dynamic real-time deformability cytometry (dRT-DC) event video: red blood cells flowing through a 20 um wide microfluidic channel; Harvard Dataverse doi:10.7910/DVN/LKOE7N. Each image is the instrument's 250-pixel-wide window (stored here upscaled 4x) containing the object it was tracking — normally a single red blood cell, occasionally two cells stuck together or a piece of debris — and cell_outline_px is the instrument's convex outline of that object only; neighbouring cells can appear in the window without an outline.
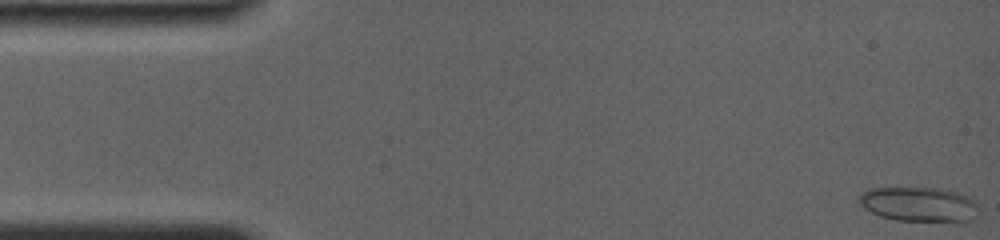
{"species": "common noctule bat (a hibernating species)", "species_latin": "Nyctalus noctula", "temperature_condition": "room temperature", "stored_images_in_passage": 63, "camera_frame_rate_fps": 4000, "um_per_image_px": 0.085, "animal": {"sex": "female", "body_mass_g": 19.0, "forearm_length_mm": 56.7}, "frame": {"image": 1, "passage_image": 1, "time_ms": 0.0, "image_size_px": [1000, 240], "cell_outline_px": [[976, 208], [968, 220], [896, 220], [880, 216], [864, 208], [856, 200], [856, 196], [868, 188], [932, 188], [952, 192], [968, 196], [976, 204]], "centroid_in_image_um": [77.94, 17.34], "position_along_channel_um": 7.1, "area_um2": 23.29}}
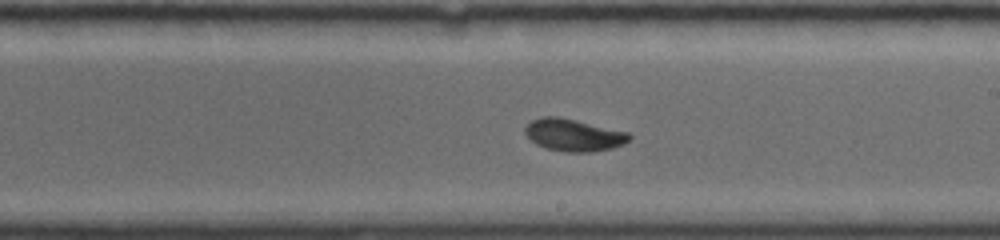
{"frame": {"image": 2, "passage_image": 38, "time_ms": 9.25, "image_size_px": [1000, 240], "cell_outline_px": [[632, 136], [624, 144], [612, 148], [592, 152], [564, 152], [544, 148], [536, 144], [524, 132], [524, 128], [532, 120], [540, 116], [560, 116], [628, 132]], "centroid_in_image_um": [48.74, 11.47], "position_along_channel_um": 240.3, "area_um2": 19.71}}
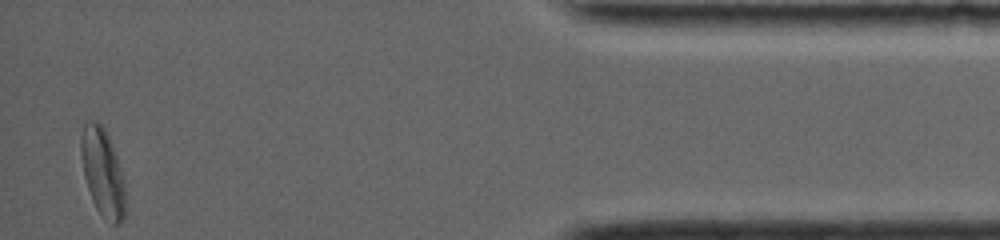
{"frame": {"image": 3, "passage_image": 63, "time_ms": 15.5, "image_size_px": [1000, 240], "cell_outline_px": [[124, 220], [120, 224], [112, 224], [96, 208], [92, 200], [84, 176], [80, 156], [80, 140], [84, 124], [88, 120], [96, 120], [104, 128], [112, 144], [124, 180]], "centroid_in_image_um": [8.7, 14.62], "position_along_channel_um": 426.5, "area_um2": 22.54}, "authors_computed_cell_mechanics": {"area_um2": 19.7676, "velocity_mm_per_s": 3.8595, "shape_relaxation_time_tau1_ms": 3.6834, "shape_relaxation_time_tau2_ms": 1.0641, "deformation_change_tau1": 0.1658, "deformation_change_tau2": 0.0465}}